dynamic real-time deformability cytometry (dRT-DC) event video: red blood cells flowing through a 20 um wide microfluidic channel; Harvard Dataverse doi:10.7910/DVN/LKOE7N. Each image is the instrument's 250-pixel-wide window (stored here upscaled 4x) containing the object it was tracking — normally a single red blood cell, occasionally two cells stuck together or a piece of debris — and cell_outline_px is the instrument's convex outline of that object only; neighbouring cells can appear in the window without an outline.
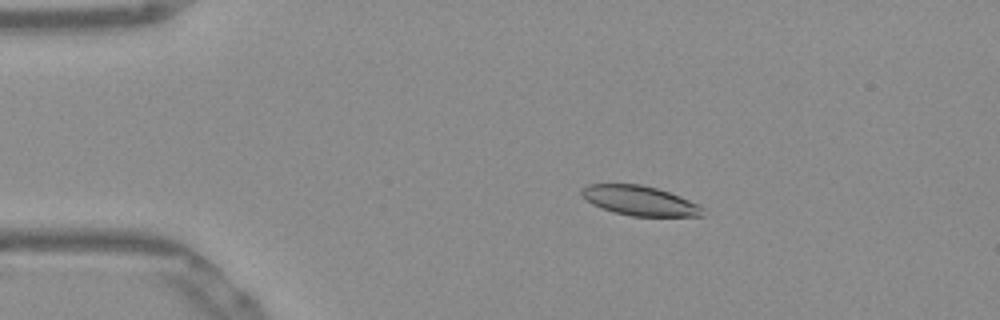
{"species": "Egyptian fruit bat (a non-hibernating species)", "species_latin": "Rousettus aegyptiacus", "temperature_condition": "warm", "stored_images_in_passage": 47, "camera_frame_rate_fps": 3000, "um_per_image_px": 0.085, "frame": {"image": 1, "passage_image": 4, "time_ms": 1.0, "image_size_px": [1000, 320], "cell_outline_px": [[704, 216], [632, 216], [612, 212], [592, 204], [580, 196], [580, 192], [588, 184], [640, 184], [656, 188], [680, 196], [704, 208]], "centroid_in_image_um": [54.35, 17.06], "position_along_channel_um": 30.7, "area_um2": 20.87}}
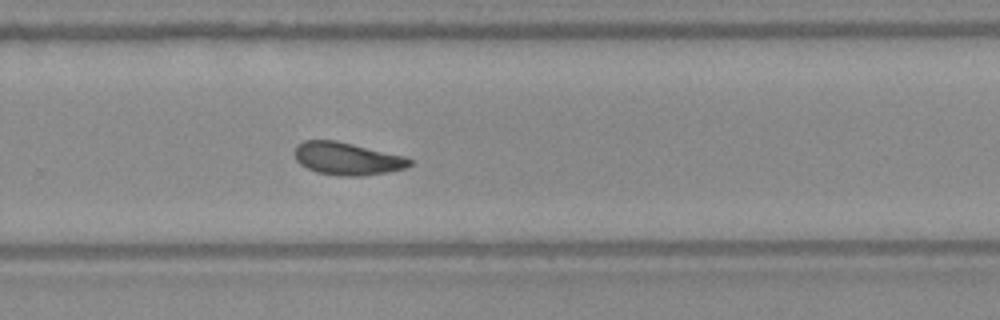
{"frame": {"image": 2, "passage_image": 29, "time_ms": 9.333, "image_size_px": [1000, 320], "cell_outline_px": [[412, 164], [404, 168], [388, 172], [360, 176], [340, 176], [316, 172], [300, 164], [296, 160], [296, 144], [304, 140], [336, 140], [404, 156], [412, 160]], "centroid_in_image_um": [29.5, 13.48], "position_along_channel_um": 300.3, "area_um2": 21.73}}
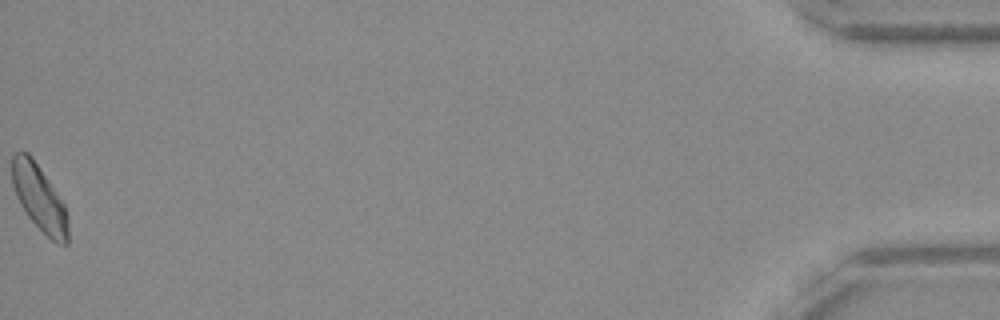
{"frame": {"image": 3, "passage_image": 47, "time_ms": 15.333, "image_size_px": [1000, 320], "cell_outline_px": [[68, 244], [56, 244], [28, 216], [20, 204], [16, 196], [12, 184], [12, 152], [28, 152], [64, 204], [68, 216]], "centroid_in_image_um": [3.33, 16.84], "position_along_channel_um": 431.9, "area_um2": 21.15}, "authors_computed_cell_mechanics": {"area_um2": 21.675, "velocity_mm_per_s": 3.8628, "shape_relaxation_time_tau1_ms": 5.1346, "shape_relaxation_time_tau2_ms": 3.8995, "deformation_change_tau1": 0.1315, "deformation_change_tau2": 0.1015}}